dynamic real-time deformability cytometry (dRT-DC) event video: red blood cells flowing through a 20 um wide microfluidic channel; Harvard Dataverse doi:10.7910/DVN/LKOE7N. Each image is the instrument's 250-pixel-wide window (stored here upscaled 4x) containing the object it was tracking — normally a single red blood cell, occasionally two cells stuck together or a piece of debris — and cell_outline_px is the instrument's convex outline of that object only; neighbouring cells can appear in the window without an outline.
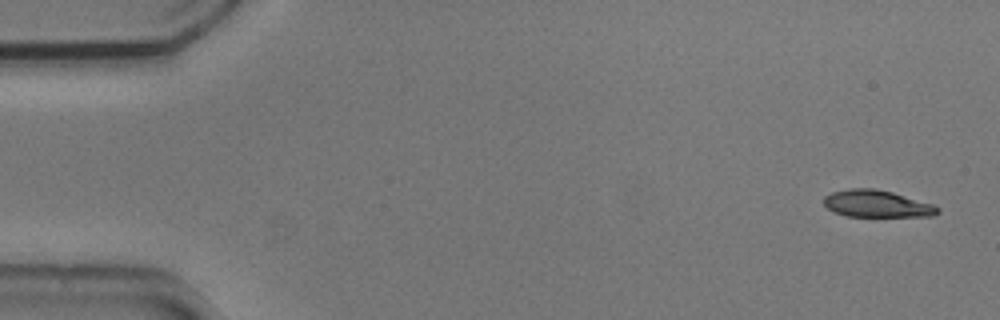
{"species": "common noctule bat (a hibernating species)", "species_latin": "Nyctalus noctula", "temperature_condition": "cold", "stored_images_in_passage": 5, "camera_frame_rate_fps": 3000, "um_per_image_px": 0.085, "animal": {"sex": "male", "body_mass_g": 20.5, "forearm_length_mm": 52.5}, "frame": {"image": 1, "passage_image": 1, "time_ms": 0.0, "image_size_px": [1000, 320], "cell_outline_px": [[940, 212], [936, 216], [848, 216], [832, 212], [824, 204], [824, 196], [832, 192], [848, 188], [876, 188], [892, 192], [932, 204], [940, 208]], "centroid_in_image_um": [74.52, 17.32], "position_along_channel_um": 10.5, "area_um2": 17.98}}
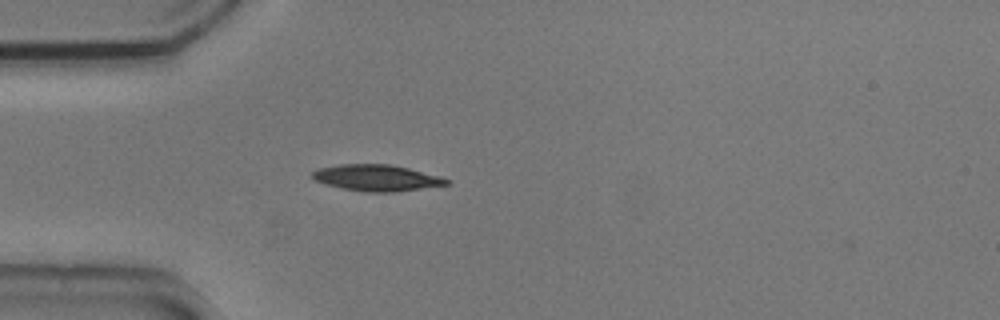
{"frame": {"image": 2, "passage_image": 5, "time_ms": 1.333, "image_size_px": [1000, 320], "cell_outline_px": [[452, 184], [396, 192], [364, 192], [344, 188], [328, 184], [316, 180], [312, 176], [312, 172], [316, 168], [340, 164], [388, 164], [408, 168], [440, 176], [452, 180]], "centroid_in_image_um": [32.07, 15.11], "position_along_channel_um": 52.9, "area_um2": 20.58}}